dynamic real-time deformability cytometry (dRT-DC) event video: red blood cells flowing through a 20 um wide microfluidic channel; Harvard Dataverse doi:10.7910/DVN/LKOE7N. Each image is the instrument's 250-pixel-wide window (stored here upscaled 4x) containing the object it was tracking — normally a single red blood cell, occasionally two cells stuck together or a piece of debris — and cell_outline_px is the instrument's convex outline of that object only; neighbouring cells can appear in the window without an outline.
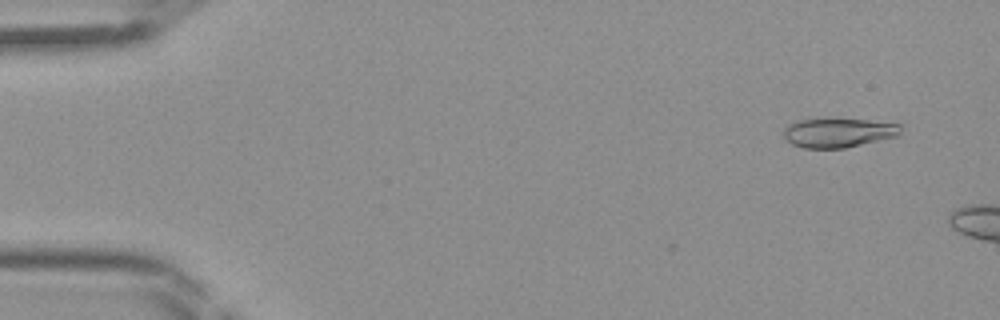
{"species": "Egyptian fruit bat (a non-hibernating species)", "species_latin": "Rousettus aegyptiacus", "temperature_condition": "room temperature", "stored_images_in_passage": 7, "camera_frame_rate_fps": 3000, "um_per_image_px": 0.085, "frame": {"image": 1, "passage_image": 3, "time_ms": 0.667, "image_size_px": [1000, 320], "cell_outline_px": [[900, 132], [896, 136], [844, 148], [804, 148], [792, 144], [784, 140], [784, 128], [788, 124], [800, 120], [864, 120], [900, 124]], "centroid_in_image_um": [71.2, 11.3], "position_along_channel_um": 13.8, "area_um2": 19.42}}